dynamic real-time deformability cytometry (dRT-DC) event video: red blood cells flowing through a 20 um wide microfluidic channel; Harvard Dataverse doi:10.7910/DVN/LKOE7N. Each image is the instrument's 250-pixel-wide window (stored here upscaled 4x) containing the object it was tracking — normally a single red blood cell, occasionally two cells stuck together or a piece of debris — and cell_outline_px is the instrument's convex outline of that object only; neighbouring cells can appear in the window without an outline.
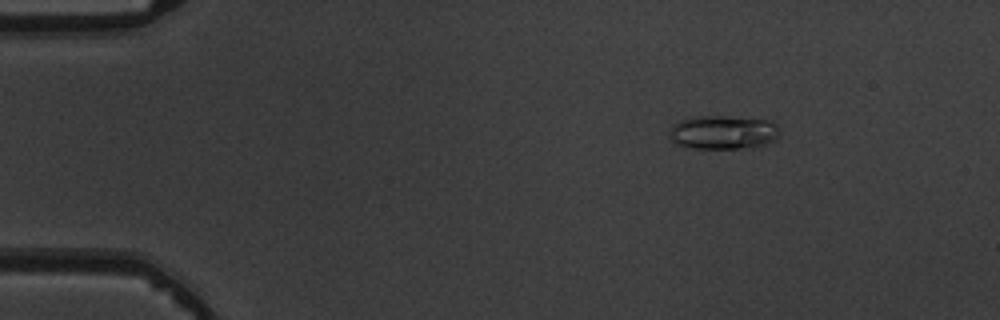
{"species": "common noctule bat (a hibernating species)", "species_latin": "Nyctalus noctula", "temperature_condition": "warm", "stored_images_in_passage": 4, "camera_frame_rate_fps": 3000, "um_per_image_px": 0.085, "animal": {"sex": "male", "body_mass_g": 19.5, "forearm_length_mm": 54.6}, "frame": {"image": 1, "passage_image": 2, "time_ms": 1.0, "image_size_px": [1000, 320], "cell_outline_px": [[780, 128], [776, 140], [752, 148], [684, 148], [676, 144], [672, 140], [672, 124], [680, 120], [696, 116], [724, 116], [772, 120]], "centroid_in_image_um": [61.5, 11.25], "position_along_channel_um": 23.5, "area_um2": 21.85}}